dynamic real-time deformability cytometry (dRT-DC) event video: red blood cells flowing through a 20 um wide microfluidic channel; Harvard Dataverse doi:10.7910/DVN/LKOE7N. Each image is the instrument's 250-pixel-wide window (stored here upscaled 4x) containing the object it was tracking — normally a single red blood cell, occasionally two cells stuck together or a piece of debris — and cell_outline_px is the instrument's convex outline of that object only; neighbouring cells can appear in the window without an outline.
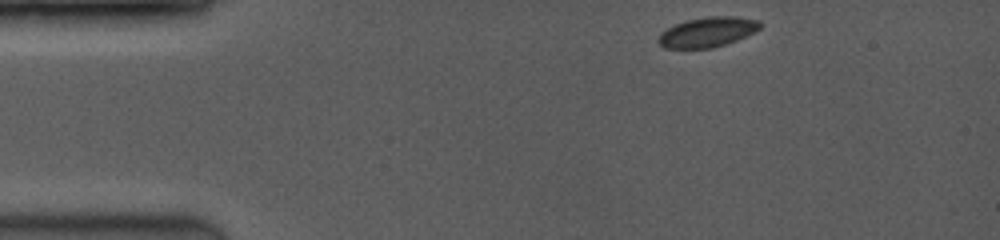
{"species": "common noctule bat (a hibernating species)", "species_latin": "Nyctalus noctula", "temperature_condition": "room temperature", "stored_images_in_passage": 39, "camera_frame_rate_fps": 3500, "um_per_image_px": 0.085, "animal": {"sex": "female", "body_mass_g": 19.0, "forearm_length_mm": 53.3}, "frame": {"image": 1, "passage_image": 1, "time_ms": 0.0, "image_size_px": [1000, 240], "cell_outline_px": [[764, 24], [756, 32], [736, 40], [712, 48], [664, 48], [656, 40], [660, 32], [676, 24], [688, 20], [708, 16], [732, 16], [760, 20]], "centroid_in_image_um": [60.16, 2.72], "position_along_channel_um": 24.8, "area_um2": 17.8}}
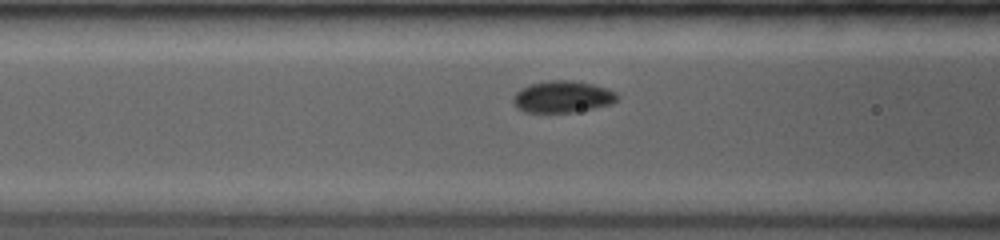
{"frame": {"image": 2, "passage_image": 14, "time_ms": 4.0, "image_size_px": [1000, 240], "cell_outline_px": [[620, 96], [612, 104], [572, 112], [524, 112], [516, 108], [512, 100], [512, 96], [520, 88], [532, 84], [548, 80], [572, 80], [592, 84], [608, 88], [616, 92]], "centroid_in_image_um": [47.8, 8.22], "position_along_channel_um": 118.8, "area_um2": 19.36}}
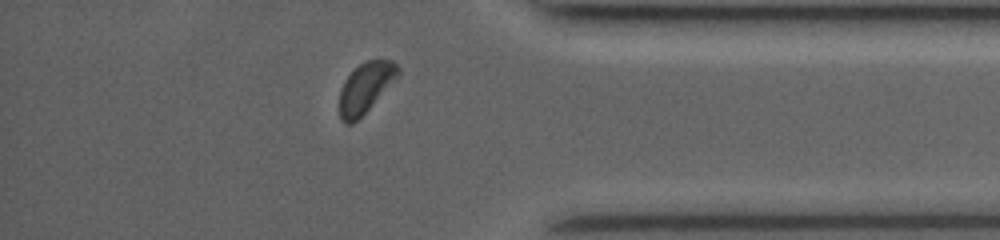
{"frame": {"image": 3, "passage_image": 35, "time_ms": 11.143, "image_size_px": [1000, 240], "cell_outline_px": [[400, 76], [352, 124], [344, 124], [340, 120], [340, 88], [344, 80], [364, 60], [380, 56], [392, 60], [400, 68]], "centroid_in_image_um": [31.11, 7.37], "position_along_channel_um": 404.1, "area_um2": 17.4}, "authors_computed_cell_mechanics": {"area_um2": 18.4382, "velocity_mm_per_s": 4.095, "shape_relaxation_time_tau1_ms": 1.6778, "shape_relaxation_time_tau2_ms": null, "deformation_change_tau1": 0.0489, "deformation_change_tau2": null}}